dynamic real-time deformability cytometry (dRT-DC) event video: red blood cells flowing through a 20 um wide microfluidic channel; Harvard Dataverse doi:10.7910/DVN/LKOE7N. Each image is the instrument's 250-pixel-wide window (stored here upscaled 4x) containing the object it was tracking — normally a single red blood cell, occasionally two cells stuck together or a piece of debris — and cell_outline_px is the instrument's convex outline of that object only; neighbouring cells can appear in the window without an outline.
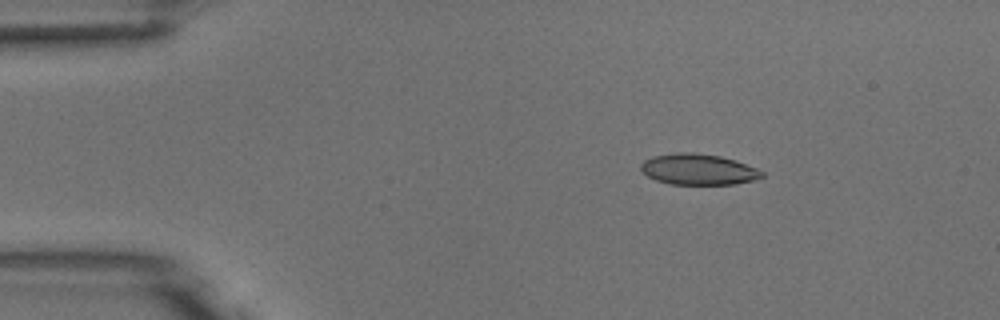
{"species": "common noctule bat (a hibernating species)", "species_latin": "Nyctalus noctula", "temperature_condition": "room temperature", "stored_images_in_passage": 4, "camera_frame_rate_fps": 3000, "um_per_image_px": 0.085, "animal": {"sex": "male", "body_mass_g": 18.8}, "frame": {"image": 1, "passage_image": 3, "time_ms": 2.0, "image_size_px": [1000, 320], "cell_outline_px": [[764, 176], [756, 180], [736, 184], [672, 184], [656, 180], [648, 176], [640, 168], [640, 164], [644, 160], [652, 156], [676, 152], [692, 152], [720, 156], [736, 160], [756, 168], [764, 172]], "centroid_in_image_um": [59.37, 14.39], "position_along_channel_um": 25.6, "area_um2": 21.91}}